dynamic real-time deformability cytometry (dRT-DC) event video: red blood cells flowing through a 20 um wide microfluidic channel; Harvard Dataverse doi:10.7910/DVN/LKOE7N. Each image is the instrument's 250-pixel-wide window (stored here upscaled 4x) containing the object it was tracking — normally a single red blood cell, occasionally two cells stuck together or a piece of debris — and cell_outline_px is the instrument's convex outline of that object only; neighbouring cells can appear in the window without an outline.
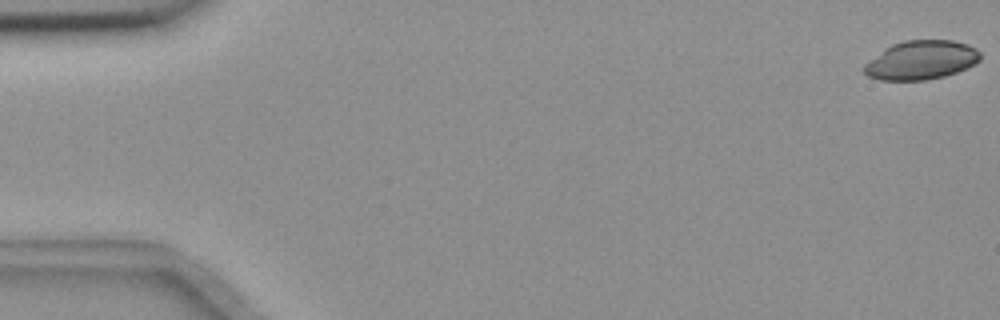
{"species": "common noctule bat (a hibernating species)", "species_latin": "Nyctalus noctula", "temperature_condition": "room temperature", "stored_images_in_passage": 6, "camera_frame_rate_fps": 3000, "um_per_image_px": 0.085, "animal": {"sex": "female", "body_mass_g": 18.4}, "frame": {"image": 1, "passage_image": 1, "time_ms": 0.0, "image_size_px": [1000, 320], "cell_outline_px": [[980, 60], [956, 72], [944, 76], [924, 80], [880, 80], [868, 76], [864, 72], [864, 64], [884, 48], [892, 44], [904, 40], [952, 40], [968, 44], [976, 48], [980, 52]], "centroid_in_image_um": [78.28, 5.1], "position_along_channel_um": 6.7, "area_um2": 26.24}}